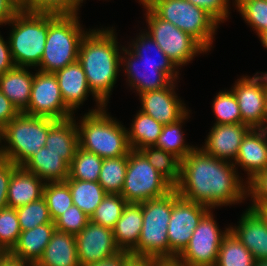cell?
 <instances>
[{"label":"cell","mask_w":267,"mask_h":266,"mask_svg":"<svg viewBox=\"0 0 267 266\" xmlns=\"http://www.w3.org/2000/svg\"><path fill=\"white\" fill-rule=\"evenodd\" d=\"M240 179L233 162L196 147L181 160V177L174 189L186 200L215 209L245 200L247 185L243 183L247 182Z\"/></svg>","instance_id":"obj_1"},{"label":"cell","mask_w":267,"mask_h":266,"mask_svg":"<svg viewBox=\"0 0 267 266\" xmlns=\"http://www.w3.org/2000/svg\"><path fill=\"white\" fill-rule=\"evenodd\" d=\"M113 27L89 30L83 37L78 62L92 93L106 106L116 83L121 64L119 46Z\"/></svg>","instance_id":"obj_2"},{"label":"cell","mask_w":267,"mask_h":266,"mask_svg":"<svg viewBox=\"0 0 267 266\" xmlns=\"http://www.w3.org/2000/svg\"><path fill=\"white\" fill-rule=\"evenodd\" d=\"M104 108L89 110L78 128L79 147L101 158L126 156L131 150L125 127L114 120Z\"/></svg>","instance_id":"obj_3"},{"label":"cell","mask_w":267,"mask_h":266,"mask_svg":"<svg viewBox=\"0 0 267 266\" xmlns=\"http://www.w3.org/2000/svg\"><path fill=\"white\" fill-rule=\"evenodd\" d=\"M75 15L49 13V28L39 71L55 73L77 61L80 43L87 33Z\"/></svg>","instance_id":"obj_4"},{"label":"cell","mask_w":267,"mask_h":266,"mask_svg":"<svg viewBox=\"0 0 267 266\" xmlns=\"http://www.w3.org/2000/svg\"><path fill=\"white\" fill-rule=\"evenodd\" d=\"M143 223L137 246L130 252L134 257H144L169 263L168 224L173 207V191L164 197L141 203Z\"/></svg>","instance_id":"obj_5"},{"label":"cell","mask_w":267,"mask_h":266,"mask_svg":"<svg viewBox=\"0 0 267 266\" xmlns=\"http://www.w3.org/2000/svg\"><path fill=\"white\" fill-rule=\"evenodd\" d=\"M9 24L13 27L8 41L15 66H39L47 39L49 13L20 10Z\"/></svg>","instance_id":"obj_6"},{"label":"cell","mask_w":267,"mask_h":266,"mask_svg":"<svg viewBox=\"0 0 267 266\" xmlns=\"http://www.w3.org/2000/svg\"><path fill=\"white\" fill-rule=\"evenodd\" d=\"M57 121L19 113L3 127L4 160L22 167L45 146L50 128Z\"/></svg>","instance_id":"obj_7"},{"label":"cell","mask_w":267,"mask_h":266,"mask_svg":"<svg viewBox=\"0 0 267 266\" xmlns=\"http://www.w3.org/2000/svg\"><path fill=\"white\" fill-rule=\"evenodd\" d=\"M145 4L159 18L190 34L207 51L210 50L219 24L204 9L186 0H148Z\"/></svg>","instance_id":"obj_8"},{"label":"cell","mask_w":267,"mask_h":266,"mask_svg":"<svg viewBox=\"0 0 267 266\" xmlns=\"http://www.w3.org/2000/svg\"><path fill=\"white\" fill-rule=\"evenodd\" d=\"M174 190V186L163 177L139 150H130L128 166L121 196L127 203H142L158 199Z\"/></svg>","instance_id":"obj_9"},{"label":"cell","mask_w":267,"mask_h":266,"mask_svg":"<svg viewBox=\"0 0 267 266\" xmlns=\"http://www.w3.org/2000/svg\"><path fill=\"white\" fill-rule=\"evenodd\" d=\"M147 33L162 51L178 67L188 64L194 56L207 50L190 34L183 32L172 23L159 18L145 3Z\"/></svg>","instance_id":"obj_10"},{"label":"cell","mask_w":267,"mask_h":266,"mask_svg":"<svg viewBox=\"0 0 267 266\" xmlns=\"http://www.w3.org/2000/svg\"><path fill=\"white\" fill-rule=\"evenodd\" d=\"M211 209L202 217L189 244L174 261L179 266H214L222 239L230 228L220 231Z\"/></svg>","instance_id":"obj_11"},{"label":"cell","mask_w":267,"mask_h":266,"mask_svg":"<svg viewBox=\"0 0 267 266\" xmlns=\"http://www.w3.org/2000/svg\"><path fill=\"white\" fill-rule=\"evenodd\" d=\"M209 210L206 205L186 200L173 190V207L167 230L169 263L174 262L187 247L193 231Z\"/></svg>","instance_id":"obj_12"},{"label":"cell","mask_w":267,"mask_h":266,"mask_svg":"<svg viewBox=\"0 0 267 266\" xmlns=\"http://www.w3.org/2000/svg\"><path fill=\"white\" fill-rule=\"evenodd\" d=\"M128 49L129 47L121 49V53L126 55L121 56V65L123 68L126 66L124 72L127 73V81L137 93L160 90L167 87L172 81L178 80L179 70L177 69L179 67L174 63H141V59L131 51V48ZM141 64L142 67L144 66V72H141V68H139Z\"/></svg>","instance_id":"obj_13"},{"label":"cell","mask_w":267,"mask_h":266,"mask_svg":"<svg viewBox=\"0 0 267 266\" xmlns=\"http://www.w3.org/2000/svg\"><path fill=\"white\" fill-rule=\"evenodd\" d=\"M242 76L231 90L238 101L242 123L252 129H267V72Z\"/></svg>","instance_id":"obj_14"},{"label":"cell","mask_w":267,"mask_h":266,"mask_svg":"<svg viewBox=\"0 0 267 266\" xmlns=\"http://www.w3.org/2000/svg\"><path fill=\"white\" fill-rule=\"evenodd\" d=\"M36 71L28 108L23 113L56 121L75 117L64 103L56 75Z\"/></svg>","instance_id":"obj_15"},{"label":"cell","mask_w":267,"mask_h":266,"mask_svg":"<svg viewBox=\"0 0 267 266\" xmlns=\"http://www.w3.org/2000/svg\"><path fill=\"white\" fill-rule=\"evenodd\" d=\"M80 266H88L117 256L113 230L91 221L75 236Z\"/></svg>","instance_id":"obj_16"},{"label":"cell","mask_w":267,"mask_h":266,"mask_svg":"<svg viewBox=\"0 0 267 266\" xmlns=\"http://www.w3.org/2000/svg\"><path fill=\"white\" fill-rule=\"evenodd\" d=\"M175 82L160 90L147 91L139 94L141 110L153 117L162 125H168L182 119L187 113L185 104L180 100L175 90Z\"/></svg>","instance_id":"obj_17"},{"label":"cell","mask_w":267,"mask_h":266,"mask_svg":"<svg viewBox=\"0 0 267 266\" xmlns=\"http://www.w3.org/2000/svg\"><path fill=\"white\" fill-rule=\"evenodd\" d=\"M250 129L243 123L215 124L201 149L212 157L231 162L236 159L242 139Z\"/></svg>","instance_id":"obj_18"},{"label":"cell","mask_w":267,"mask_h":266,"mask_svg":"<svg viewBox=\"0 0 267 266\" xmlns=\"http://www.w3.org/2000/svg\"><path fill=\"white\" fill-rule=\"evenodd\" d=\"M234 227L230 226V231L252 253L255 260H267V222L261 214L257 210L247 208L239 225Z\"/></svg>","instance_id":"obj_19"},{"label":"cell","mask_w":267,"mask_h":266,"mask_svg":"<svg viewBox=\"0 0 267 266\" xmlns=\"http://www.w3.org/2000/svg\"><path fill=\"white\" fill-rule=\"evenodd\" d=\"M57 77L62 98L66 107L74 114V110L85 101L91 93L98 108L106 107L90 90L86 75L78 60L54 73Z\"/></svg>","instance_id":"obj_20"},{"label":"cell","mask_w":267,"mask_h":266,"mask_svg":"<svg viewBox=\"0 0 267 266\" xmlns=\"http://www.w3.org/2000/svg\"><path fill=\"white\" fill-rule=\"evenodd\" d=\"M234 165L248 174V182L267 168V129H250L242 139Z\"/></svg>","instance_id":"obj_21"},{"label":"cell","mask_w":267,"mask_h":266,"mask_svg":"<svg viewBox=\"0 0 267 266\" xmlns=\"http://www.w3.org/2000/svg\"><path fill=\"white\" fill-rule=\"evenodd\" d=\"M54 231V223H46L27 231H21L17 243L8 254L14 258L36 264Z\"/></svg>","instance_id":"obj_22"},{"label":"cell","mask_w":267,"mask_h":266,"mask_svg":"<svg viewBox=\"0 0 267 266\" xmlns=\"http://www.w3.org/2000/svg\"><path fill=\"white\" fill-rule=\"evenodd\" d=\"M45 182L33 173L18 167L8 184V207L18 208L43 197Z\"/></svg>","instance_id":"obj_23"},{"label":"cell","mask_w":267,"mask_h":266,"mask_svg":"<svg viewBox=\"0 0 267 266\" xmlns=\"http://www.w3.org/2000/svg\"><path fill=\"white\" fill-rule=\"evenodd\" d=\"M35 266H80L75 236L55 229Z\"/></svg>","instance_id":"obj_24"},{"label":"cell","mask_w":267,"mask_h":266,"mask_svg":"<svg viewBox=\"0 0 267 266\" xmlns=\"http://www.w3.org/2000/svg\"><path fill=\"white\" fill-rule=\"evenodd\" d=\"M34 74L26 67H13L0 76V91L22 113L28 108Z\"/></svg>","instance_id":"obj_25"},{"label":"cell","mask_w":267,"mask_h":266,"mask_svg":"<svg viewBox=\"0 0 267 266\" xmlns=\"http://www.w3.org/2000/svg\"><path fill=\"white\" fill-rule=\"evenodd\" d=\"M22 168L46 182L65 181L69 176V165L61 154L54 153L43 146Z\"/></svg>","instance_id":"obj_26"},{"label":"cell","mask_w":267,"mask_h":266,"mask_svg":"<svg viewBox=\"0 0 267 266\" xmlns=\"http://www.w3.org/2000/svg\"><path fill=\"white\" fill-rule=\"evenodd\" d=\"M142 223L141 203H127L113 229L115 243L121 252L130 253L137 246Z\"/></svg>","instance_id":"obj_27"},{"label":"cell","mask_w":267,"mask_h":266,"mask_svg":"<svg viewBox=\"0 0 267 266\" xmlns=\"http://www.w3.org/2000/svg\"><path fill=\"white\" fill-rule=\"evenodd\" d=\"M45 146L70 165L77 147L78 128L74 117L57 121L49 130Z\"/></svg>","instance_id":"obj_28"},{"label":"cell","mask_w":267,"mask_h":266,"mask_svg":"<svg viewBox=\"0 0 267 266\" xmlns=\"http://www.w3.org/2000/svg\"><path fill=\"white\" fill-rule=\"evenodd\" d=\"M132 121L131 130L127 131L130 148L140 150L146 146H154L161 134L163 125L140 110Z\"/></svg>","instance_id":"obj_29"},{"label":"cell","mask_w":267,"mask_h":266,"mask_svg":"<svg viewBox=\"0 0 267 266\" xmlns=\"http://www.w3.org/2000/svg\"><path fill=\"white\" fill-rule=\"evenodd\" d=\"M65 182L70 188L73 205H76L89 217L107 194L99 182L77 179H66Z\"/></svg>","instance_id":"obj_30"},{"label":"cell","mask_w":267,"mask_h":266,"mask_svg":"<svg viewBox=\"0 0 267 266\" xmlns=\"http://www.w3.org/2000/svg\"><path fill=\"white\" fill-rule=\"evenodd\" d=\"M139 151L174 187L178 184L181 177V159L179 157L155 146H146Z\"/></svg>","instance_id":"obj_31"},{"label":"cell","mask_w":267,"mask_h":266,"mask_svg":"<svg viewBox=\"0 0 267 266\" xmlns=\"http://www.w3.org/2000/svg\"><path fill=\"white\" fill-rule=\"evenodd\" d=\"M252 253L231 232L222 239L214 266H255Z\"/></svg>","instance_id":"obj_32"},{"label":"cell","mask_w":267,"mask_h":266,"mask_svg":"<svg viewBox=\"0 0 267 266\" xmlns=\"http://www.w3.org/2000/svg\"><path fill=\"white\" fill-rule=\"evenodd\" d=\"M102 164L103 158L78 146L67 179L98 182Z\"/></svg>","instance_id":"obj_33"},{"label":"cell","mask_w":267,"mask_h":266,"mask_svg":"<svg viewBox=\"0 0 267 266\" xmlns=\"http://www.w3.org/2000/svg\"><path fill=\"white\" fill-rule=\"evenodd\" d=\"M127 166L128 154L117 158L103 159L98 182L107 194H121Z\"/></svg>","instance_id":"obj_34"},{"label":"cell","mask_w":267,"mask_h":266,"mask_svg":"<svg viewBox=\"0 0 267 266\" xmlns=\"http://www.w3.org/2000/svg\"><path fill=\"white\" fill-rule=\"evenodd\" d=\"M189 114L188 112L182 119L175 123L163 125L161 134L154 146L175 154L181 160L194 150L196 147L184 143V132L181 130V124L185 119H188Z\"/></svg>","instance_id":"obj_35"},{"label":"cell","mask_w":267,"mask_h":266,"mask_svg":"<svg viewBox=\"0 0 267 266\" xmlns=\"http://www.w3.org/2000/svg\"><path fill=\"white\" fill-rule=\"evenodd\" d=\"M43 197L47 202L53 222L73 205L72 194L65 181L46 182L43 188Z\"/></svg>","instance_id":"obj_36"},{"label":"cell","mask_w":267,"mask_h":266,"mask_svg":"<svg viewBox=\"0 0 267 266\" xmlns=\"http://www.w3.org/2000/svg\"><path fill=\"white\" fill-rule=\"evenodd\" d=\"M126 204V200L120 194H106L90 217V221L113 230Z\"/></svg>","instance_id":"obj_37"},{"label":"cell","mask_w":267,"mask_h":266,"mask_svg":"<svg viewBox=\"0 0 267 266\" xmlns=\"http://www.w3.org/2000/svg\"><path fill=\"white\" fill-rule=\"evenodd\" d=\"M21 231H27L39 225L54 223L50 217L44 197L27 205L16 208Z\"/></svg>","instance_id":"obj_38"},{"label":"cell","mask_w":267,"mask_h":266,"mask_svg":"<svg viewBox=\"0 0 267 266\" xmlns=\"http://www.w3.org/2000/svg\"><path fill=\"white\" fill-rule=\"evenodd\" d=\"M212 108L217 118L214 124L242 123L238 101L232 90L220 91L213 101Z\"/></svg>","instance_id":"obj_39"},{"label":"cell","mask_w":267,"mask_h":266,"mask_svg":"<svg viewBox=\"0 0 267 266\" xmlns=\"http://www.w3.org/2000/svg\"><path fill=\"white\" fill-rule=\"evenodd\" d=\"M236 8L258 36L267 31V0H245Z\"/></svg>","instance_id":"obj_40"},{"label":"cell","mask_w":267,"mask_h":266,"mask_svg":"<svg viewBox=\"0 0 267 266\" xmlns=\"http://www.w3.org/2000/svg\"><path fill=\"white\" fill-rule=\"evenodd\" d=\"M20 233L16 209L7 206L0 210V245L9 252L17 243Z\"/></svg>","instance_id":"obj_41"},{"label":"cell","mask_w":267,"mask_h":266,"mask_svg":"<svg viewBox=\"0 0 267 266\" xmlns=\"http://www.w3.org/2000/svg\"><path fill=\"white\" fill-rule=\"evenodd\" d=\"M80 0H28L25 11L57 15L79 14Z\"/></svg>","instance_id":"obj_42"},{"label":"cell","mask_w":267,"mask_h":266,"mask_svg":"<svg viewBox=\"0 0 267 266\" xmlns=\"http://www.w3.org/2000/svg\"><path fill=\"white\" fill-rule=\"evenodd\" d=\"M90 221V217L81 211L76 205H72L62 213L55 221V229L76 236Z\"/></svg>","instance_id":"obj_43"},{"label":"cell","mask_w":267,"mask_h":266,"mask_svg":"<svg viewBox=\"0 0 267 266\" xmlns=\"http://www.w3.org/2000/svg\"><path fill=\"white\" fill-rule=\"evenodd\" d=\"M132 52L141 59V62H150V63H174L172 60L162 51V49L158 46V44L151 38V36L145 31L141 33L138 37H136V41L134 40L131 45ZM152 48L159 59L155 61L151 57H147L145 55L146 52L149 51V49Z\"/></svg>","instance_id":"obj_44"},{"label":"cell","mask_w":267,"mask_h":266,"mask_svg":"<svg viewBox=\"0 0 267 266\" xmlns=\"http://www.w3.org/2000/svg\"><path fill=\"white\" fill-rule=\"evenodd\" d=\"M247 197L251 196L252 204L249 208L257 210L267 205V168L257 173L247 183Z\"/></svg>","instance_id":"obj_45"},{"label":"cell","mask_w":267,"mask_h":266,"mask_svg":"<svg viewBox=\"0 0 267 266\" xmlns=\"http://www.w3.org/2000/svg\"><path fill=\"white\" fill-rule=\"evenodd\" d=\"M193 5L204 9L210 14L219 24L223 23L228 18L229 1L230 0H186Z\"/></svg>","instance_id":"obj_46"},{"label":"cell","mask_w":267,"mask_h":266,"mask_svg":"<svg viewBox=\"0 0 267 266\" xmlns=\"http://www.w3.org/2000/svg\"><path fill=\"white\" fill-rule=\"evenodd\" d=\"M19 166L8 160H0V210L7 207L8 184L12 173Z\"/></svg>","instance_id":"obj_47"},{"label":"cell","mask_w":267,"mask_h":266,"mask_svg":"<svg viewBox=\"0 0 267 266\" xmlns=\"http://www.w3.org/2000/svg\"><path fill=\"white\" fill-rule=\"evenodd\" d=\"M20 112L11 101L0 91V127H4Z\"/></svg>","instance_id":"obj_48"},{"label":"cell","mask_w":267,"mask_h":266,"mask_svg":"<svg viewBox=\"0 0 267 266\" xmlns=\"http://www.w3.org/2000/svg\"><path fill=\"white\" fill-rule=\"evenodd\" d=\"M15 67L12 59L9 41H4L0 35V76Z\"/></svg>","instance_id":"obj_49"},{"label":"cell","mask_w":267,"mask_h":266,"mask_svg":"<svg viewBox=\"0 0 267 266\" xmlns=\"http://www.w3.org/2000/svg\"><path fill=\"white\" fill-rule=\"evenodd\" d=\"M19 11L11 0H0V25L8 24Z\"/></svg>","instance_id":"obj_50"},{"label":"cell","mask_w":267,"mask_h":266,"mask_svg":"<svg viewBox=\"0 0 267 266\" xmlns=\"http://www.w3.org/2000/svg\"><path fill=\"white\" fill-rule=\"evenodd\" d=\"M132 257L128 252H121L110 259L97 262L88 266H125V263Z\"/></svg>","instance_id":"obj_51"},{"label":"cell","mask_w":267,"mask_h":266,"mask_svg":"<svg viewBox=\"0 0 267 266\" xmlns=\"http://www.w3.org/2000/svg\"><path fill=\"white\" fill-rule=\"evenodd\" d=\"M125 266H166L165 263L152 259V258H144V257H134L132 256L126 263Z\"/></svg>","instance_id":"obj_52"},{"label":"cell","mask_w":267,"mask_h":266,"mask_svg":"<svg viewBox=\"0 0 267 266\" xmlns=\"http://www.w3.org/2000/svg\"><path fill=\"white\" fill-rule=\"evenodd\" d=\"M0 266H35V264L14 258L8 254L1 261Z\"/></svg>","instance_id":"obj_53"},{"label":"cell","mask_w":267,"mask_h":266,"mask_svg":"<svg viewBox=\"0 0 267 266\" xmlns=\"http://www.w3.org/2000/svg\"><path fill=\"white\" fill-rule=\"evenodd\" d=\"M20 10L27 8L28 0H11Z\"/></svg>","instance_id":"obj_54"},{"label":"cell","mask_w":267,"mask_h":266,"mask_svg":"<svg viewBox=\"0 0 267 266\" xmlns=\"http://www.w3.org/2000/svg\"><path fill=\"white\" fill-rule=\"evenodd\" d=\"M257 211L261 214V216L265 219L267 222V205L260 206Z\"/></svg>","instance_id":"obj_55"},{"label":"cell","mask_w":267,"mask_h":266,"mask_svg":"<svg viewBox=\"0 0 267 266\" xmlns=\"http://www.w3.org/2000/svg\"><path fill=\"white\" fill-rule=\"evenodd\" d=\"M1 140H4L2 127H0V143L2 142ZM0 145H2V144H0ZM3 159H4V148H3V146H0V160H3Z\"/></svg>","instance_id":"obj_56"},{"label":"cell","mask_w":267,"mask_h":266,"mask_svg":"<svg viewBox=\"0 0 267 266\" xmlns=\"http://www.w3.org/2000/svg\"><path fill=\"white\" fill-rule=\"evenodd\" d=\"M258 37L260 38L263 46L267 48V31L261 33Z\"/></svg>","instance_id":"obj_57"},{"label":"cell","mask_w":267,"mask_h":266,"mask_svg":"<svg viewBox=\"0 0 267 266\" xmlns=\"http://www.w3.org/2000/svg\"><path fill=\"white\" fill-rule=\"evenodd\" d=\"M8 255V251L0 245V262Z\"/></svg>","instance_id":"obj_58"},{"label":"cell","mask_w":267,"mask_h":266,"mask_svg":"<svg viewBox=\"0 0 267 266\" xmlns=\"http://www.w3.org/2000/svg\"><path fill=\"white\" fill-rule=\"evenodd\" d=\"M255 266H267V260L256 261Z\"/></svg>","instance_id":"obj_59"},{"label":"cell","mask_w":267,"mask_h":266,"mask_svg":"<svg viewBox=\"0 0 267 266\" xmlns=\"http://www.w3.org/2000/svg\"><path fill=\"white\" fill-rule=\"evenodd\" d=\"M243 1H245V0H235L234 1V3H235V5H236V7L240 4V3H242Z\"/></svg>","instance_id":"obj_60"},{"label":"cell","mask_w":267,"mask_h":266,"mask_svg":"<svg viewBox=\"0 0 267 266\" xmlns=\"http://www.w3.org/2000/svg\"><path fill=\"white\" fill-rule=\"evenodd\" d=\"M166 266H179V265H177V264H175L174 262H172V263H168V264H166Z\"/></svg>","instance_id":"obj_61"},{"label":"cell","mask_w":267,"mask_h":266,"mask_svg":"<svg viewBox=\"0 0 267 266\" xmlns=\"http://www.w3.org/2000/svg\"><path fill=\"white\" fill-rule=\"evenodd\" d=\"M148 0H139V2L143 5L144 3H146Z\"/></svg>","instance_id":"obj_62"}]
</instances>
